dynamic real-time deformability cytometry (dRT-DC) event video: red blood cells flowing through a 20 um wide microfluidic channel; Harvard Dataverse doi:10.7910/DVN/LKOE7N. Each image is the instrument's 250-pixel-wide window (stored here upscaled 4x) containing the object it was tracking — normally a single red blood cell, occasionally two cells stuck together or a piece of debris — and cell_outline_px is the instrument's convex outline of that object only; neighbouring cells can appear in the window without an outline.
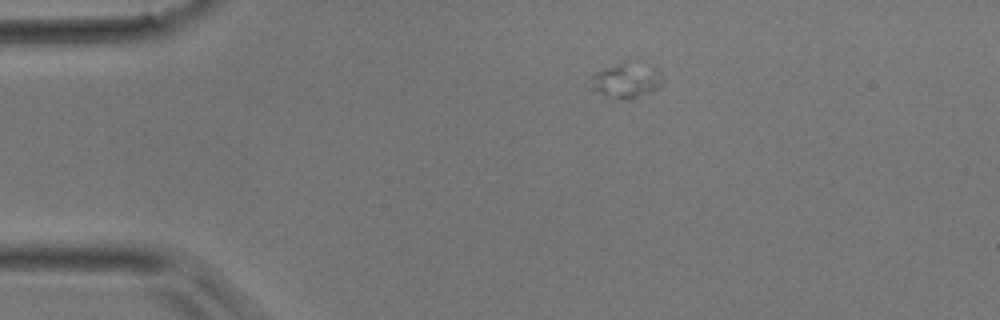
{"species": "common noctule bat (a hibernating species)", "species_latin": "Nyctalus noctula", "temperature_condition": "room temperature", "stored_images_in_passage": 37, "camera_frame_rate_fps": 3000, "um_per_image_px": 0.085, "animal": {"sex": "male", "body_mass_g": 17.9}, "frame": {"image": 1, "passage_image": 1, "time_ms": 0.0, "image_size_px": [1000, 320], "cell_outline_px": [[664, 80], [656, 88], [648, 92], [628, 100], [624, 100], [588, 88], [588, 76], [596, 72], [616, 64], [624, 64], [660, 68], [664, 76]], "centroid_in_image_um": [53.2, 6.86], "position_along_channel_um": 31.8, "area_um2": 14.22}}
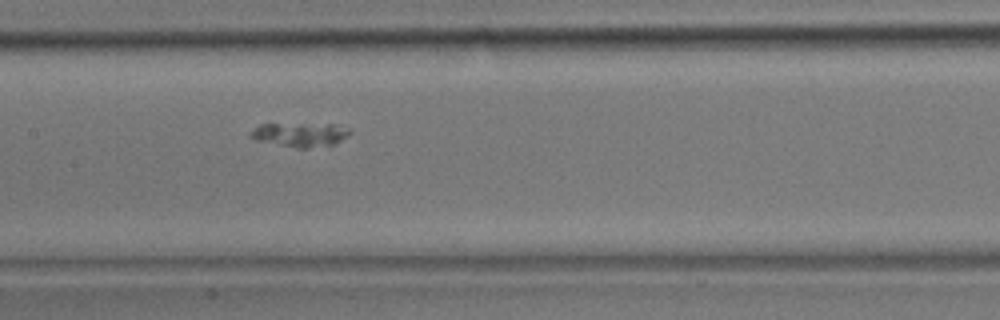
{"frame": {"image": 2, "passage_image": 14, "time_ms": 4.333, "image_size_px": [1000, 320], "cell_outline_px": [[352, 132], [348, 136], [336, 144], [308, 148], [296, 148], [256, 140], [252, 136], [252, 132], [260, 124], [332, 124], [348, 128]], "centroid_in_image_um": [25.59, 11.45], "position_along_channel_um": 181.8, "area_um2": 13.76}}
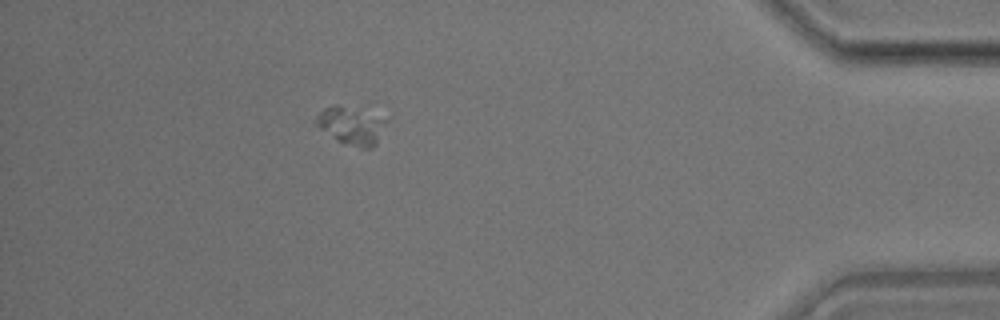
{"frame": {"image": 3, "passage_image": 32, "time_ms": 10.333, "image_size_px": [1000, 320], "cell_outline_px": [[392, 116], [376, 144], [372, 148], [360, 148], [336, 140], [320, 128], [316, 124], [316, 116], [324, 108], [340, 108]], "centroid_in_image_um": [29.99, 10.72], "position_along_channel_um": 405.2, "area_um2": 15.14}}